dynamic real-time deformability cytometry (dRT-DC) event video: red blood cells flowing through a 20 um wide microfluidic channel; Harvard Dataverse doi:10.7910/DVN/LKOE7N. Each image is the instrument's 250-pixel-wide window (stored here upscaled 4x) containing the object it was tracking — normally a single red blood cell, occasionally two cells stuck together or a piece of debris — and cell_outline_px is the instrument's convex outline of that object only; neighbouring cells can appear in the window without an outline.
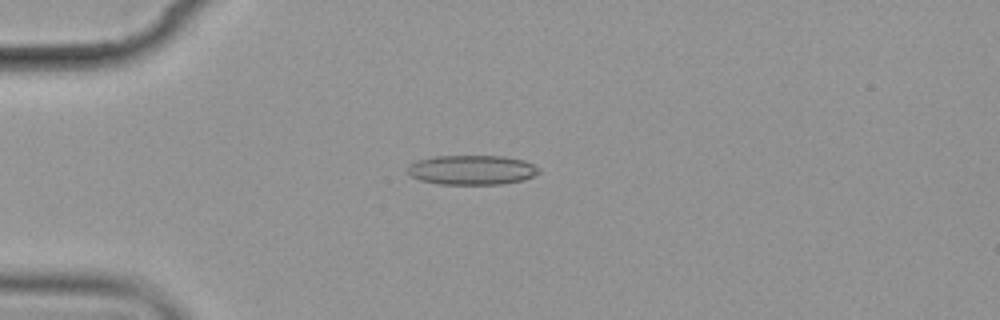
{"species": "common noctule bat (a hibernating species)", "species_latin": "Nyctalus noctula", "temperature_condition": "cold", "stored_images_in_passage": 6, "camera_frame_rate_fps": 3000, "um_per_image_px": 0.085, "animal": {"sex": "female", "body_mass_g": 19.9}, "frame": {"image": 1, "passage_image": 3, "time_ms": 3.333, "image_size_px": [1000, 320], "cell_outline_px": [[540, 172], [524, 180], [504, 184], [436, 184], [420, 180], [408, 176], [408, 164], [416, 160], [436, 156], [504, 156], [524, 160], [540, 168]], "centroid_in_image_um": [40.08, 14.45], "position_along_channel_um": 44.9, "area_um2": 22.89}}
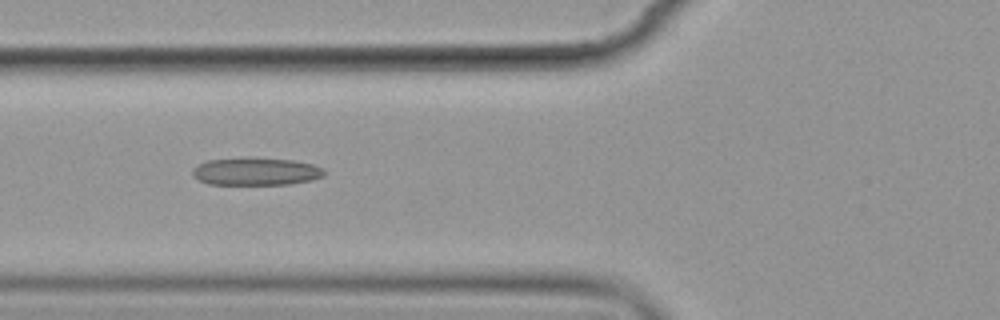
{"frame": {"image": 2, "passage_image": 5, "time_ms": 5.667, "image_size_px": [1000, 320], "cell_outline_px": [[328, 172], [324, 176], [312, 180], [288, 184], [208, 184], [192, 176], [192, 168], [196, 164], [208, 160], [248, 156], [292, 160], [312, 164], [324, 168]], "centroid_in_image_um": [21.75, 14.55], "position_along_channel_um": 104.1, "area_um2": 21.73}}
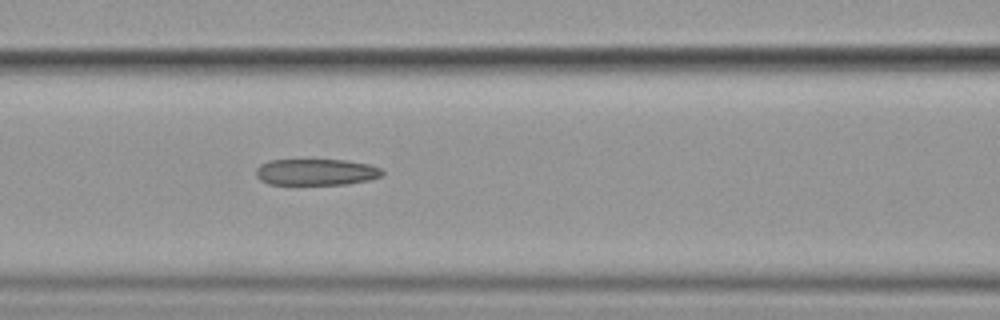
{"frame": {"image": 3, "passage_image": 6, "time_ms": 6.667, "image_size_px": [1000, 320], "cell_outline_px": [[384, 176], [368, 180], [348, 184], [268, 184], [260, 180], [256, 176], [256, 168], [260, 164], [268, 160], [344, 160], [368, 164], [380, 168], [384, 172]], "centroid_in_image_um": [26.86, 14.62], "position_along_channel_um": 139.7, "area_um2": 19.48}}